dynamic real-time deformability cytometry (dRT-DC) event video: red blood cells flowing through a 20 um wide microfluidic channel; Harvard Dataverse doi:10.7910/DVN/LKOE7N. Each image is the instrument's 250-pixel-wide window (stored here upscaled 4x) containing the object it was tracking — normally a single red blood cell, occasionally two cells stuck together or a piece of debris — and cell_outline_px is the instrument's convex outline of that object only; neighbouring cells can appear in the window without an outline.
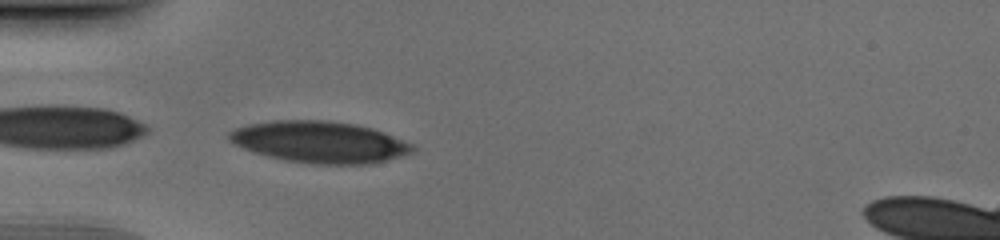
{"species": "human", "species_latin": "Homo sapiens", "temperature_condition": "cold", "stored_images_in_passage": 36, "camera_frame_rate_fps": 3000, "um_per_image_px": 0.085, "donor": {"sex": "male"}, "frame": {"image": 1, "passage_image": 1, "time_ms": 0.0, "image_size_px": [1000, 240], "cell_outline_px": [[408, 148], [404, 152], [380, 160], [300, 160], [276, 156], [260, 152], [248, 148], [232, 140], [232, 132], [240, 128], [260, 124], [348, 124], [368, 128], [380, 132], [404, 144]], "centroid_in_image_um": [27.09, 12.05], "position_along_channel_um": 57.9, "area_um2": 36.53}}
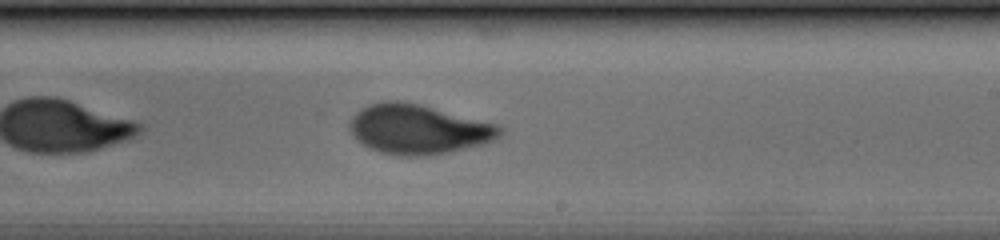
{"frame": {"image": 2, "passage_image": 16, "time_ms": 5.0, "image_size_px": [1000, 240], "cell_outline_px": [[496, 132], [492, 136], [484, 140], [452, 148], [432, 152], [392, 152], [376, 148], [368, 144], [356, 132], [356, 116], [360, 112], [376, 104], [408, 104], [488, 124], [496, 128]], "centroid_in_image_um": [35.48, 10.96], "position_along_channel_um": 253.5, "area_um2": 35.49}}
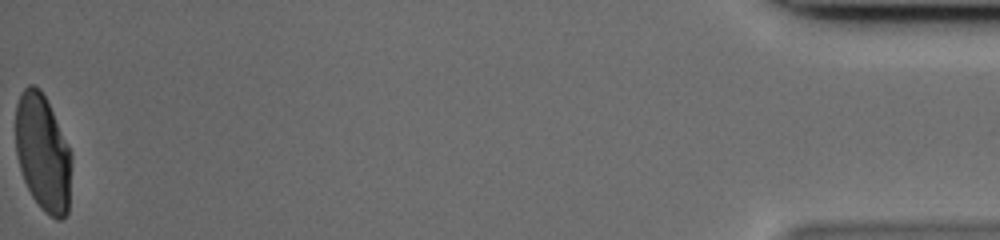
{"frame": {"image": 3, "passage_image": 36, "time_ms": 11.667, "image_size_px": [1000, 240], "cell_outline_px": [[68, 212], [60, 220], [52, 216], [32, 196], [24, 180], [16, 152], [16, 108], [20, 96], [24, 88], [32, 84], [44, 96], [48, 104], [68, 148]], "centroid_in_image_um": [3.58, 12.97], "position_along_channel_um": 431.6, "area_um2": 35.84}}